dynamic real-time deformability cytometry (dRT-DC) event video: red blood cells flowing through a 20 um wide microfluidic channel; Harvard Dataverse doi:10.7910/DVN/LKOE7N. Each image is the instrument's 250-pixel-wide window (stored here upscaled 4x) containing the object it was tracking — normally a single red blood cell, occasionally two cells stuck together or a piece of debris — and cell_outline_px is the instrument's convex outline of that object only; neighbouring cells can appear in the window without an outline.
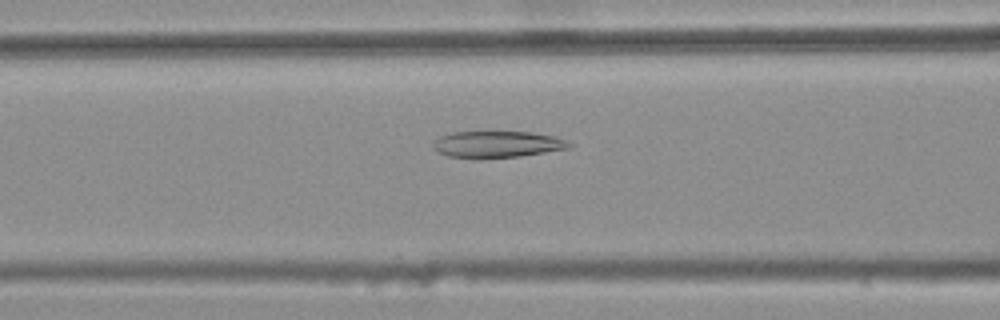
{"species": "common noctule bat (a hibernating species)", "species_latin": "Nyctalus noctula", "temperature_condition": "warm", "stored_images_in_passage": 34, "camera_frame_rate_fps": 3000, "um_per_image_px": 0.085, "animal": {"sex": "female", "body_mass_g": 25.1}, "frame": {"image": 1, "passage_image": 7, "time_ms": 2.0, "image_size_px": [1000, 320], "cell_outline_px": [[572, 148], [520, 156], [480, 160], [448, 156], [436, 152], [432, 148], [432, 144], [440, 136], [452, 132], [532, 132], [552, 136], [568, 140], [572, 144]], "centroid_in_image_um": [42.24, 12.29], "position_along_channel_um": 124.4, "area_um2": 21.56}}
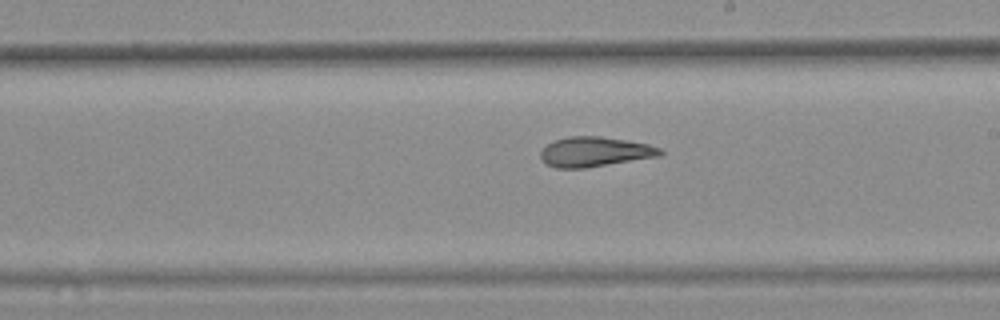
{"frame": {"image": 2, "passage_image": 16, "time_ms": 5.0, "image_size_px": [1000, 320], "cell_outline_px": [[664, 152], [660, 156], [584, 168], [556, 168], [548, 164], [540, 156], [540, 152], [548, 144], [556, 140], [568, 136], [600, 136], [648, 144], [660, 148]], "centroid_in_image_um": [50.57, 12.9], "position_along_channel_um": 238.4, "area_um2": 20.52}}
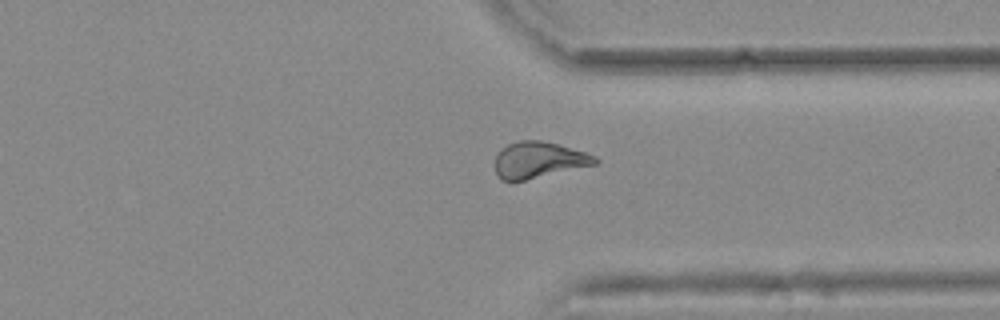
{"frame": {"image": 3, "passage_image": 26, "time_ms": 8.333, "image_size_px": [1000, 320], "cell_outline_px": [[600, 160], [596, 164], [524, 180], [500, 180], [496, 176], [496, 156], [500, 148], [508, 144], [520, 140], [540, 140], [556, 144], [584, 152], [596, 156]], "centroid_in_image_um": [45.76, 13.59], "position_along_channel_um": 365.6, "area_um2": 20.87}, "authors_computed_cell_mechanics": {"area_um2": 20.9236, "velocity_mm_per_s": 3.8101, "shape_relaxation_time_tau1_ms": null, "shape_relaxation_time_tau2_ms": 2.9265, "deformation_change_tau1": null, "deformation_change_tau2": 0.1075}}